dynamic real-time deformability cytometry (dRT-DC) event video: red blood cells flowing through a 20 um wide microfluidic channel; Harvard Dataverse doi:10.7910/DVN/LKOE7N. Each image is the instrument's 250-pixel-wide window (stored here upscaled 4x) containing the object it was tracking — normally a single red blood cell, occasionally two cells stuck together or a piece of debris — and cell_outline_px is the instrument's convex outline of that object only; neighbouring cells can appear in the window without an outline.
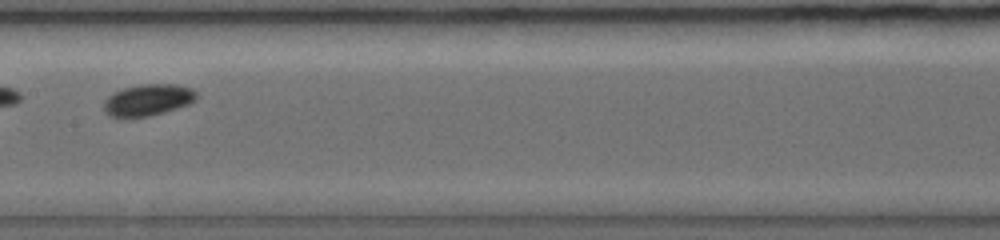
{"species": "common noctule bat (a hibernating species)", "species_latin": "Nyctalus noctula", "temperature_condition": "warm", "stored_images_in_passage": 23, "camera_frame_rate_fps": 5000, "um_per_image_px": 0.085, "animal": {"sex": "female", "body_mass_g": 19.0, "forearm_length_mm": 56.7}, "frame": {"image": 1, "passage_image": 10, "time_ms": 3.2, "image_size_px": [1000, 240], "cell_outline_px": [[196, 100], [188, 104], [164, 112], [148, 116], [124, 120], [108, 116], [104, 112], [104, 100], [112, 92], [124, 88], [140, 84], [176, 84], [192, 88], [196, 92]], "centroid_in_image_um": [12.5, 8.52], "position_along_channel_um": 194.9, "area_um2": 17.51}}
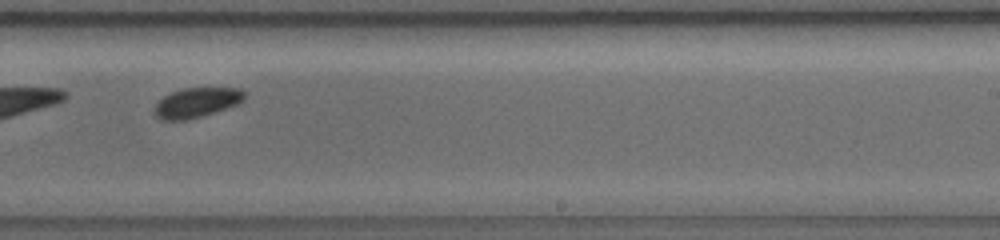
{"frame": {"image": 2, "passage_image": 14, "time_ms": 4.8, "image_size_px": [1000, 240], "cell_outline_px": [[248, 92], [244, 100], [236, 104], [188, 120], [160, 120], [152, 112], [152, 108], [164, 96], [172, 92], [184, 88], [240, 88]], "centroid_in_image_um": [16.69, 8.71], "position_along_channel_um": 272.3, "area_um2": 15.61}}